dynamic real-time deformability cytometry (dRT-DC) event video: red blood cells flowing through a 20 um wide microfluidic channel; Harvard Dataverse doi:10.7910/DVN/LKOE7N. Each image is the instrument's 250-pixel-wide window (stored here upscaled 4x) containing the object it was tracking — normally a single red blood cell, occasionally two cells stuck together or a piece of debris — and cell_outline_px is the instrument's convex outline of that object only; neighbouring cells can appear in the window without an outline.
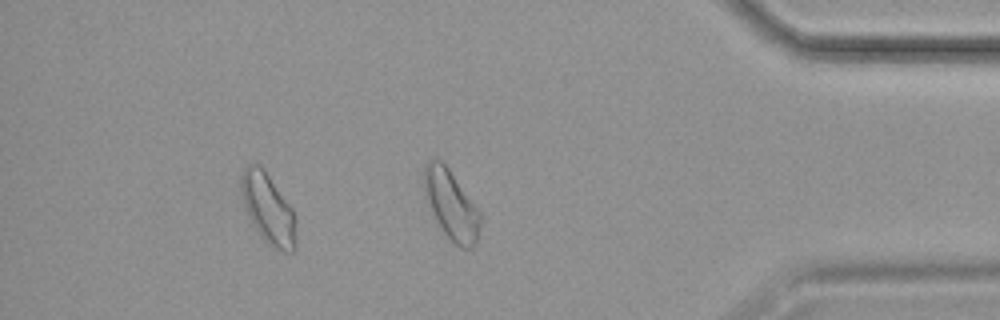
{"species": "common noctule bat (a hibernating species)", "species_latin": "Nyctalus noctula", "temperature_condition": "cold", "stored_images_in_passage": 36, "segment_of_instrument_passage": [2, 2], "camera_frame_rate_fps": 3000, "um_per_image_px": 0.085, "animal": {"sex": "female", "body_mass_g": 19.9}, "frame": {"image": 1, "passage_image": 36, "time_ms": 11.667, "image_size_px": [1000, 320], "cell_outline_px": [[480, 224], [476, 240], [472, 248], [460, 248], [444, 232], [436, 220], [424, 196], [420, 176], [424, 164], [428, 160], [440, 160], [448, 168], [480, 212]], "centroid_in_image_um": [38.27, 17.35], "position_along_channel_um": 396.9, "area_um2": 22.6}}